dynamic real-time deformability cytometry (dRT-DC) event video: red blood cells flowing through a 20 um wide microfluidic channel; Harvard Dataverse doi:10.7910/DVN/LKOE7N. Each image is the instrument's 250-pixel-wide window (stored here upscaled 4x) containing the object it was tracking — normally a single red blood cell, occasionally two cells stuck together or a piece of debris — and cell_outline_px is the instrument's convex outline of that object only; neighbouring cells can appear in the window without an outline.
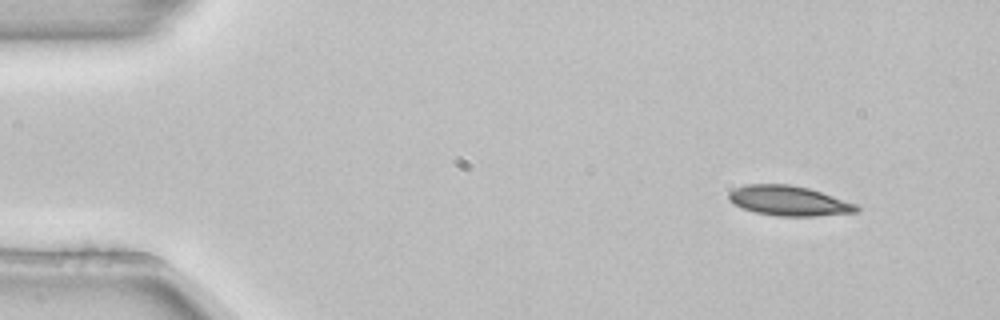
{"species": "common noctule bat (a hibernating species)", "species_latin": "Nyctalus noctula", "temperature_condition": "room temperature", "stored_images_in_passage": 3, "camera_frame_rate_fps": 3000, "um_per_image_px": 0.085, "animal": {"sex": "female", "body_mass_g": 22.7, "forearm_length_mm": 54.2}, "frame": {"image": 1, "passage_image": 1, "time_ms": 0.0, "image_size_px": [1000, 320], "cell_outline_px": [[860, 208], [856, 212], [816, 216], [776, 216], [756, 212], [732, 204], [728, 200], [728, 192], [736, 188], [748, 184], [788, 184], [808, 188], [856, 204]], "centroid_in_image_um": [67.01, 17.07], "position_along_channel_um": 18.0, "area_um2": 22.08}}